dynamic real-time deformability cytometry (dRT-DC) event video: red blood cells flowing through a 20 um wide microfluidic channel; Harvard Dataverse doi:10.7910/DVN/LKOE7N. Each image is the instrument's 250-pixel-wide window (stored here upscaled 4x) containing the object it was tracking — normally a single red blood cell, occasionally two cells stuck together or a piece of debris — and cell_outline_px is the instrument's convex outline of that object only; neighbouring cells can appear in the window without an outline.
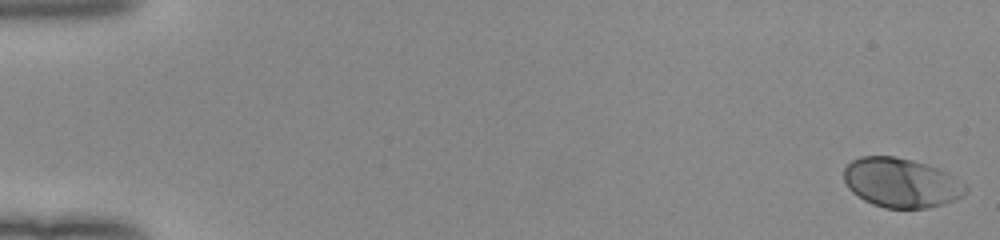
{"species": "human", "species_latin": "Homo sapiens", "temperature_condition": "room temperature", "stored_images_in_passage": 52, "camera_frame_rate_fps": 3000, "um_per_image_px": 0.085, "donor": {"sex": "female"}, "frame": {"image": 1, "passage_image": 1, "time_ms": 0.0, "image_size_px": [1000, 240], "cell_outline_px": [[968, 192], [952, 200], [928, 208], [884, 208], [872, 204], [864, 200], [852, 192], [848, 188], [844, 180], [844, 168], [852, 160], [860, 156], [896, 156], [928, 164], [952, 176], [964, 184], [968, 188]], "centroid_in_image_um": [76.55, 15.53], "position_along_channel_um": 8.4, "area_um2": 34.85}}
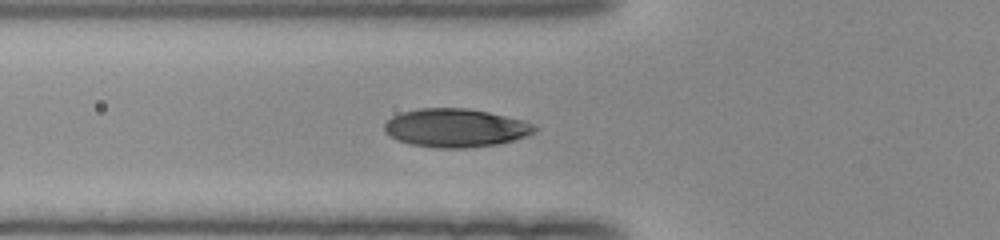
{"frame": {"image": 2, "passage_image": 20, "time_ms": 6.333, "image_size_px": [1000, 240], "cell_outline_px": [[540, 128], [536, 132], [528, 136], [496, 144], [464, 148], [440, 148], [412, 144], [396, 140], [384, 132], [384, 124], [392, 116], [400, 112], [420, 108], [468, 108], [488, 112], [524, 120]], "centroid_in_image_um": [38.73, 10.86], "position_along_channel_um": 87.1, "area_um2": 33.76}}
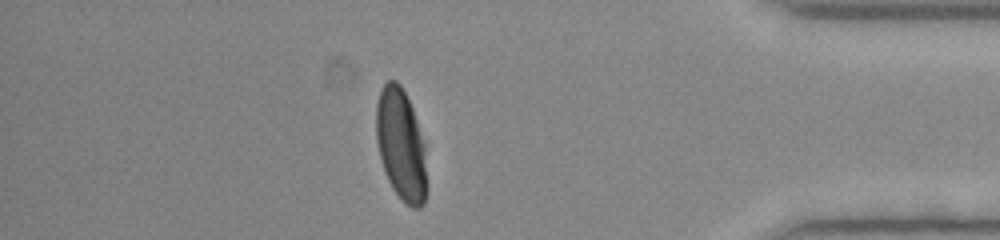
{"frame": {"image": 3, "passage_image": 46, "time_ms": 15.0, "image_size_px": [1000, 240], "cell_outline_px": [[428, 192], [424, 204], [420, 208], [412, 208], [400, 200], [392, 188], [384, 172], [376, 140], [376, 104], [380, 88], [388, 80], [396, 80], [400, 84], [412, 108], [424, 140], [428, 184]], "centroid_in_image_um": [34.1, 12.36], "position_along_channel_um": 401.1, "area_um2": 33.64}, "authors_computed_cell_mechanics": {"area_um2": 33.9286, "velocity_mm_per_s": 3.9891, "shape_relaxation_time_tau1_ms": 2.9995, "shape_relaxation_time_tau2_ms": null, "deformation_change_tau1": 0.168, "deformation_change_tau2": null}}